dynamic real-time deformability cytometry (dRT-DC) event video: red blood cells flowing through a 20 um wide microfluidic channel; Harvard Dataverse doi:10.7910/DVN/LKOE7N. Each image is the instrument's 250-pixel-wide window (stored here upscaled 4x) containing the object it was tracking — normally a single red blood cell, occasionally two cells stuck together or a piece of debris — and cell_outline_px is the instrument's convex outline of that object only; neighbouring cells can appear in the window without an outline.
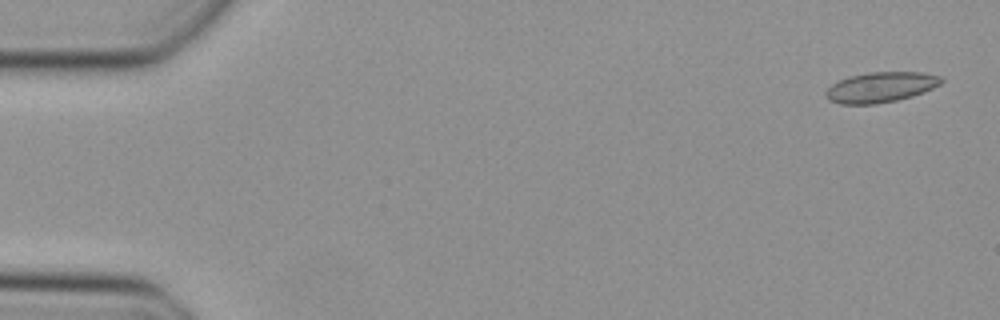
{"species": "Egyptian fruit bat (a non-hibernating species)", "species_latin": "Rousettus aegyptiacus", "temperature_condition": "cold", "stored_images_in_passage": 49, "camera_frame_rate_fps": 3000, "um_per_image_px": 0.085, "animal": {"sex": "female"}, "frame": {"image": 1, "passage_image": 2, "time_ms": 0.333, "image_size_px": [1000, 320], "cell_outline_px": [[944, 80], [940, 84], [924, 92], [912, 96], [896, 100], [876, 104], [840, 104], [828, 100], [824, 96], [824, 92], [832, 84], [848, 76], [868, 72], [924, 72], [940, 76]], "centroid_in_image_um": [74.84, 7.41], "position_along_channel_um": 10.2, "area_um2": 20.52}}
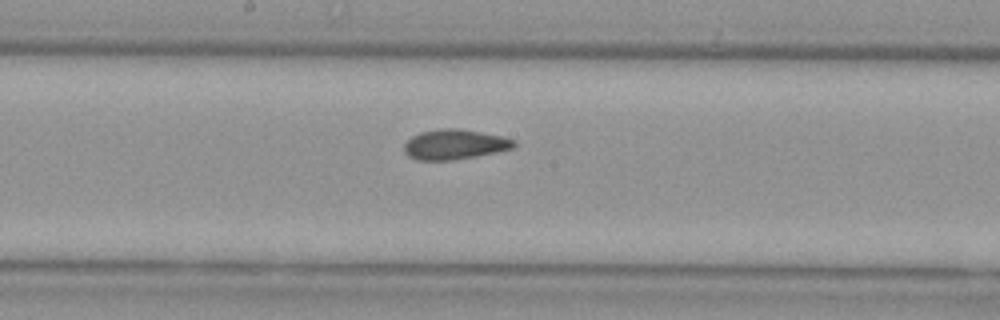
{"frame": {"image": 2, "passage_image": 26, "time_ms": 8.333, "image_size_px": [1000, 320], "cell_outline_px": [[516, 144], [512, 148], [496, 152], [476, 156], [452, 160], [416, 160], [408, 156], [404, 152], [404, 144], [412, 136], [420, 132], [440, 128], [460, 128], [500, 136], [516, 140]], "centroid_in_image_um": [38.61, 12.27], "position_along_channel_um": 209.6, "area_um2": 19.19}}
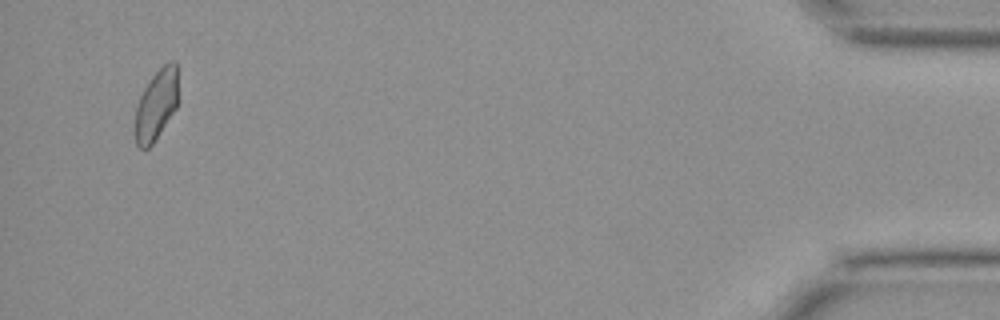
{"frame": {"image": 3, "passage_image": 47, "time_ms": 15.333, "image_size_px": [1000, 320], "cell_outline_px": [[180, 100], [176, 108], [152, 144], [148, 148], [140, 148], [136, 144], [136, 108], [140, 96], [144, 88], [152, 76], [168, 60], [176, 60]], "centroid_in_image_um": [13.34, 8.84], "position_along_channel_um": 421.9, "area_um2": 17.86}}